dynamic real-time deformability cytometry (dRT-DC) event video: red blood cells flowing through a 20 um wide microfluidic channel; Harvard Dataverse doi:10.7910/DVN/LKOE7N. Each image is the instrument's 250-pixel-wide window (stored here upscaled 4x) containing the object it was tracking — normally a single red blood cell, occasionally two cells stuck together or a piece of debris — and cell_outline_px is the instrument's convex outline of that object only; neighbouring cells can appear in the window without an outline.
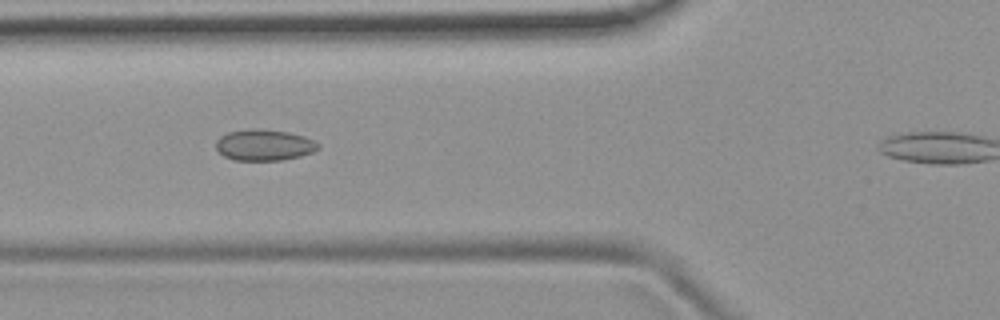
{"species": "common noctule bat (a hibernating species)", "species_latin": "Nyctalus noctula", "temperature_condition": "room temperature", "stored_images_in_passage": 6, "segment_of_instrument_passage": [1, 2], "camera_frame_rate_fps": 3000, "um_per_image_px": 0.085, "animal": {"sex": "female", "body_mass_g": 19.9}, "frame": {"image": 1, "passage_image": 4, "time_ms": 3.333, "image_size_px": [1000, 320], "cell_outline_px": [[320, 148], [312, 152], [300, 156], [280, 160], [232, 160], [224, 156], [216, 148], [216, 140], [220, 136], [228, 132], [248, 128], [260, 128], [288, 132], [304, 136], [320, 144]], "centroid_in_image_um": [22.44, 12.31], "position_along_channel_um": 103.4, "area_um2": 18.67}}
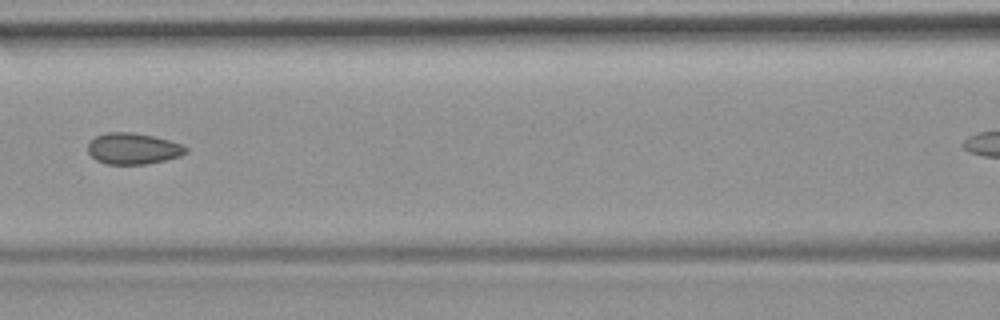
{"frame": {"image": 2, "passage_image": 5, "time_ms": 4.667, "image_size_px": [1000, 320], "cell_outline_px": [[188, 152], [180, 156], [148, 164], [108, 164], [96, 160], [88, 152], [88, 144], [96, 136], [108, 132], [132, 132], [152, 136], [168, 140], [180, 144], [188, 148]], "centroid_in_image_um": [11.32, 12.63], "position_along_channel_um": 155.3, "area_um2": 17.69}}